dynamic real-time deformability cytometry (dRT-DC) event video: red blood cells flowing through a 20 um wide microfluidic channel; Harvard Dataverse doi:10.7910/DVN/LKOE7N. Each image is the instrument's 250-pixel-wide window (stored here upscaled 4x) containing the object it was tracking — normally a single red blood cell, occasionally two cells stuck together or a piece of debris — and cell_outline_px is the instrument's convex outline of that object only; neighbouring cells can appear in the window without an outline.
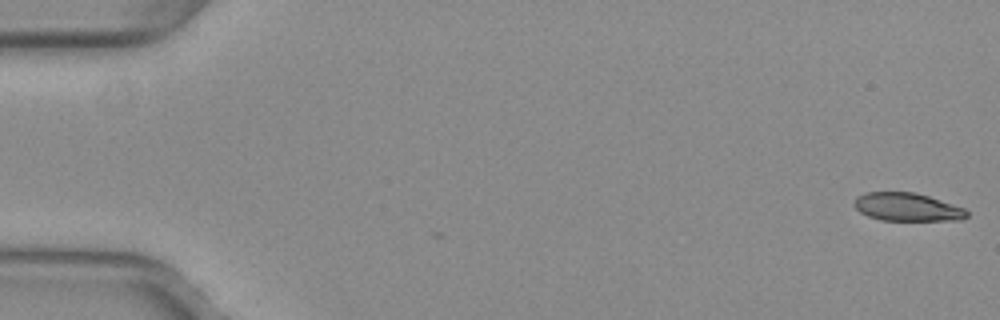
{"species": "common noctule bat (a hibernating species)", "species_latin": "Nyctalus noctula", "temperature_condition": "warm", "stored_images_in_passage": 2, "camera_frame_rate_fps": 3000, "um_per_image_px": 0.085, "animal": {"sex": "female", "body_mass_g": 29.2, "forearm_length_mm": 56.3}, "frame": {"image": 1, "passage_image": 2, "time_ms": 0.333, "image_size_px": [1000, 320], "cell_outline_px": [[968, 216], [960, 220], [880, 220], [868, 216], [860, 212], [852, 204], [856, 196], [864, 192], [916, 192], [964, 208], [968, 212]], "centroid_in_image_um": [77.07, 17.59], "position_along_channel_um": 7.9, "area_um2": 18.5}}